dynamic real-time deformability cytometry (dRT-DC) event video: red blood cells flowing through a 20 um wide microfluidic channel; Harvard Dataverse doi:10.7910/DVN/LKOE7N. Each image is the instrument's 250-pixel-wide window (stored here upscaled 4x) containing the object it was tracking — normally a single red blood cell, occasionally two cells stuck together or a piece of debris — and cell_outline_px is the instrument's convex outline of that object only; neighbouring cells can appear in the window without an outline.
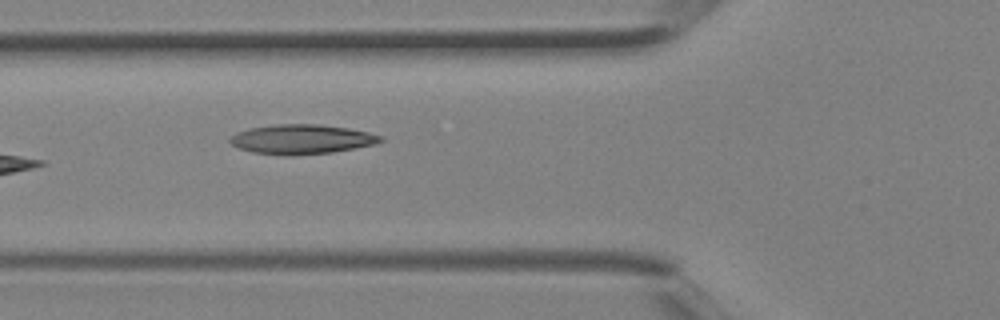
{"species": "Egyptian fruit bat (a non-hibernating species)", "species_latin": "Rousettus aegyptiacus", "temperature_condition": "room temperature", "stored_images_in_passage": 3, "camera_frame_rate_fps": 3000, "um_per_image_px": 0.085, "animal": {"sex": "female"}, "frame": {"image": 1, "passage_image": 3, "time_ms": 0.667, "image_size_px": [1000, 320], "cell_outline_px": [[384, 140], [372, 144], [332, 152], [252, 152], [240, 148], [232, 144], [228, 140], [236, 132], [248, 128], [276, 124], [320, 124], [348, 128], [368, 132], [384, 136]], "centroid_in_image_um": [25.66, 11.77], "position_along_channel_um": 100.1, "area_um2": 24.68}}